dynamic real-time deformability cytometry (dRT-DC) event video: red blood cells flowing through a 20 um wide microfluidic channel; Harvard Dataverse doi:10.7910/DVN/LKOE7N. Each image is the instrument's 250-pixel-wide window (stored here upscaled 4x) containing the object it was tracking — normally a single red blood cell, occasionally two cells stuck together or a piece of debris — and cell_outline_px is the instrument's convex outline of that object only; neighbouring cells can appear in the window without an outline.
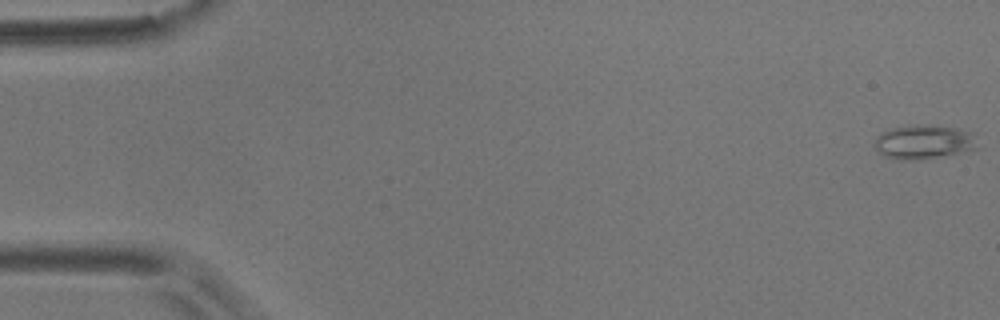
{"species": "common noctule bat (a hibernating species)", "species_latin": "Nyctalus noctula", "temperature_condition": "room temperature", "stored_images_in_passage": 7, "camera_frame_rate_fps": 3000, "um_per_image_px": 0.085, "animal": {"sex": "male", "body_mass_g": 17.9}, "frame": {"image": 1, "passage_image": 1, "time_ms": 0.0, "image_size_px": [1000, 320], "cell_outline_px": [[980, 148], [936, 156], [912, 160], [900, 160], [888, 156], [880, 152], [872, 144], [876, 136], [880, 132], [888, 128], [920, 124], [956, 128], [976, 132]], "centroid_in_image_um": [78.55, 12.03], "position_along_channel_um": 6.5, "area_um2": 20.58}}
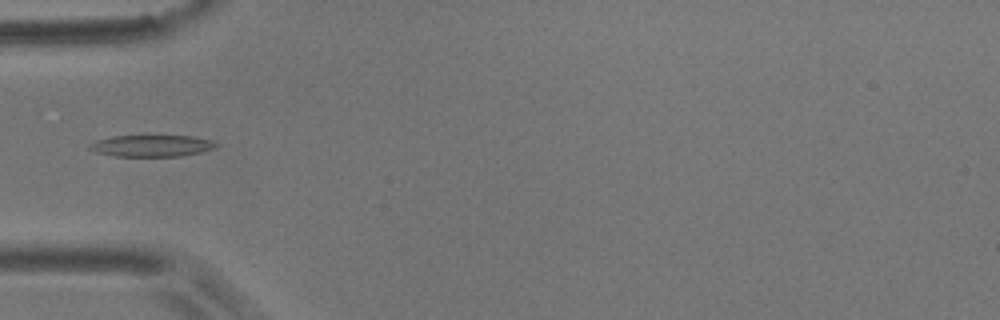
{"frame": {"image": 2, "passage_image": 6, "time_ms": 1.667, "image_size_px": [1000, 320], "cell_outline_px": [[220, 144], [216, 148], [200, 152], [180, 156], [116, 156], [96, 152], [88, 148], [88, 144], [96, 140], [112, 136], [192, 136], [212, 140]], "centroid_in_image_um": [12.91, 12.39], "position_along_channel_um": 72.1, "area_um2": 15.95}}
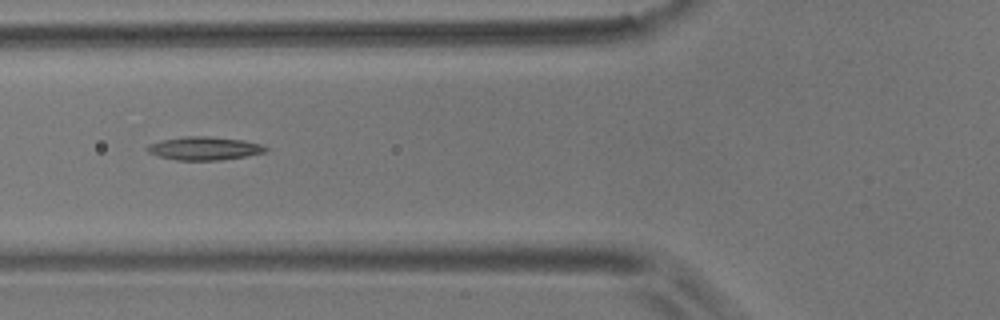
{"frame": {"image": 3, "passage_image": 7, "time_ms": 2.0, "image_size_px": [1000, 320], "cell_outline_px": [[268, 148], [264, 152], [248, 156], [220, 160], [176, 160], [156, 156], [148, 152], [144, 148], [148, 144], [160, 140], [184, 136], [208, 136], [244, 140], [260, 144]], "centroid_in_image_um": [17.31, 12.61], "position_along_channel_um": 108.5, "area_um2": 16.24}}